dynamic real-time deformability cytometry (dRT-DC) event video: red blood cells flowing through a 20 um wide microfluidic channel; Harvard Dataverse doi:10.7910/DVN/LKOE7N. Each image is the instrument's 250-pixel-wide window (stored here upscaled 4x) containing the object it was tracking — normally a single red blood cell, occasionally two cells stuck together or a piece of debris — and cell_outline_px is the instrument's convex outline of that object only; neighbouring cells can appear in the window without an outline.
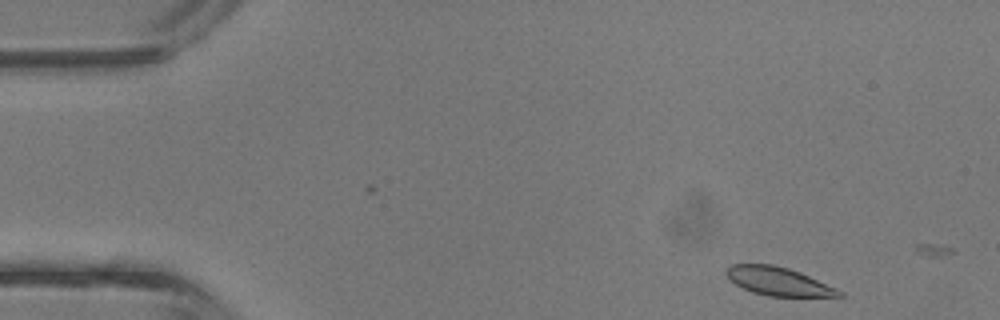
{"species": "common noctule bat (a hibernating species)", "species_latin": "Nyctalus noctula", "temperature_condition": "room temperature", "stored_images_in_passage": 2, "camera_frame_rate_fps": 3000, "um_per_image_px": 0.085, "animal": {"sex": "male", "body_mass_g": 13.3}, "frame": {"image": 1, "passage_image": 1, "time_ms": 0.0, "image_size_px": [1000, 320], "cell_outline_px": [[844, 296], [768, 296], [752, 292], [736, 284], [724, 272], [732, 264], [772, 264], [788, 268], [800, 272], [836, 288], [844, 292]], "centroid_in_image_um": [66.17, 23.91], "position_along_channel_um": 18.8, "area_um2": 18.38}}